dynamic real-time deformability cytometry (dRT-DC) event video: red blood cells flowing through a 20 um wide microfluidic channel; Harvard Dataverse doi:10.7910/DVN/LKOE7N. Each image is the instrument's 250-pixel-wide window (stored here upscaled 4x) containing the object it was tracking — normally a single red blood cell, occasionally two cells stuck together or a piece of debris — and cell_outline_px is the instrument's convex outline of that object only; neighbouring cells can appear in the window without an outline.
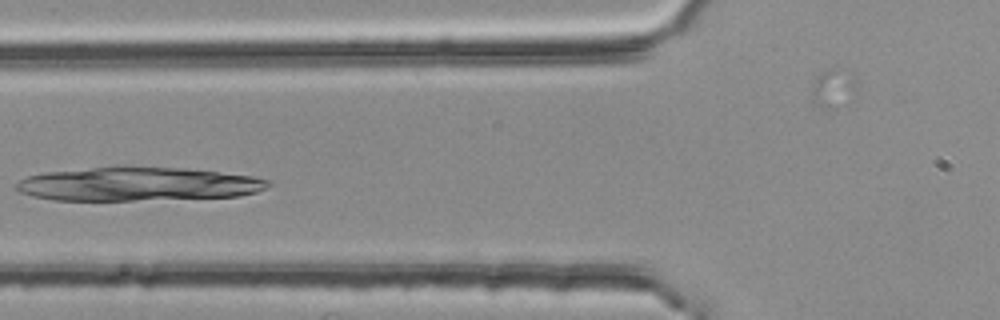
{"species": "common noctule bat (a hibernating species)", "species_latin": "Nyctalus noctula", "temperature_condition": "room temperature", "stored_images_in_passage": 5, "camera_frame_rate_fps": 3000, "um_per_image_px": 0.085, "animal": {"sex": "female", "body_mass_g": 25.1}, "frame": {"image": 1, "passage_image": 4, "time_ms": 1.0, "image_size_px": [1000, 320], "cell_outline_px": [[272, 184], [256, 192], [240, 196], [132, 200], [52, 200], [32, 196], [20, 192], [16, 188], [16, 184], [20, 180], [28, 176], [44, 172], [92, 168], [184, 168], [220, 172], [252, 176], [268, 180]], "centroid_in_image_um": [11.71, 15.66], "position_along_channel_um": 114.1, "area_um2": 48.61}}